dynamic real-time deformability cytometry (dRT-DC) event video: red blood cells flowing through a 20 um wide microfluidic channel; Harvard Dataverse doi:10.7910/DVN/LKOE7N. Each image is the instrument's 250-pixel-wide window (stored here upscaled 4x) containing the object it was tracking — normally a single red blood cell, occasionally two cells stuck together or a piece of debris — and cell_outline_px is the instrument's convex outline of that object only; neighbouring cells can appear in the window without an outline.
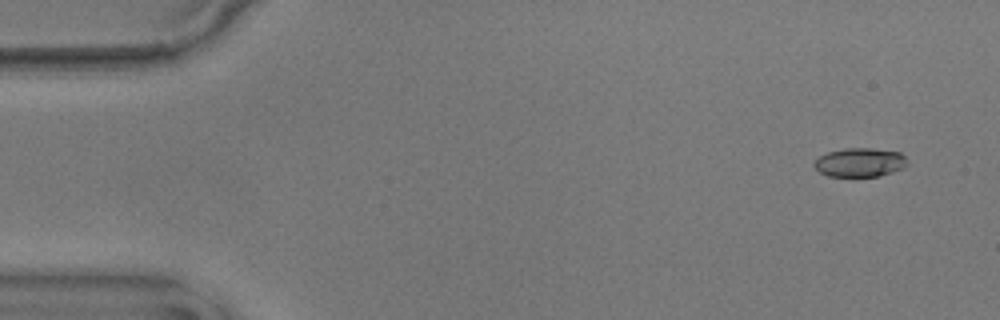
{"species": "common noctule bat (a hibernating species)", "species_latin": "Nyctalus noctula", "temperature_condition": "warm", "stored_images_in_passage": 55, "segment_of_instrument_passage": [1, 2], "camera_frame_rate_fps": 3000, "um_per_image_px": 0.085, "animal": {"sex": "male", "body_mass_g": 17.9}, "frame": {"image": 1, "passage_image": 1, "time_ms": 0.0, "image_size_px": [1000, 320], "cell_outline_px": [[908, 164], [904, 168], [880, 176], [828, 176], [820, 172], [812, 164], [820, 156], [828, 152], [844, 148], [872, 148], [900, 152], [908, 160]], "centroid_in_image_um": [73.12, 13.8], "position_along_channel_um": 11.9, "area_um2": 15.72}}
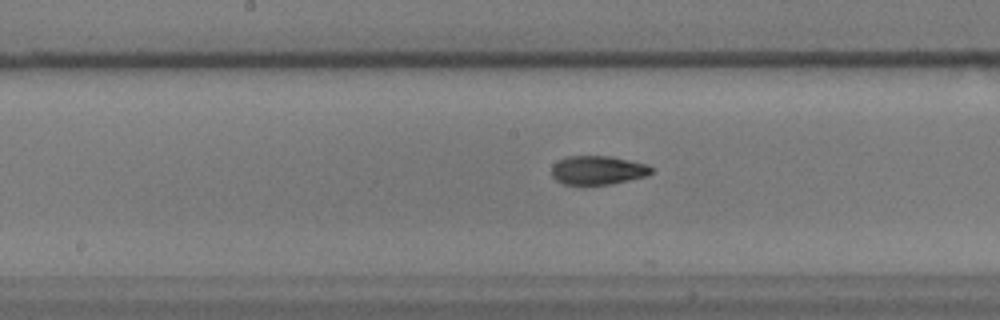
{"frame": {"image": 2, "passage_image": 26, "time_ms": 8.333, "image_size_px": [1000, 320], "cell_outline_px": [[652, 172], [648, 176], [612, 184], [564, 184], [556, 180], [552, 176], [552, 164], [568, 156], [612, 156], [648, 164], [652, 168]], "centroid_in_image_um": [50.84, 14.46], "position_along_channel_um": 197.4, "area_um2": 16.82}}
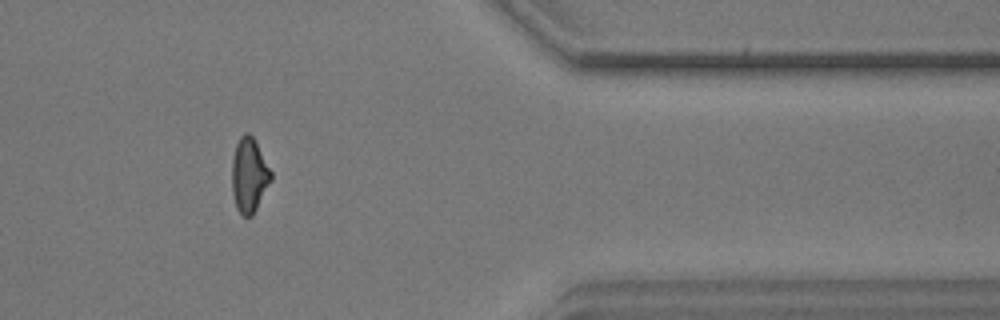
{"frame": {"image": 3, "passage_image": 44, "time_ms": 14.333, "image_size_px": [1000, 320], "cell_outline_px": [[272, 180], [252, 216], [244, 216], [236, 208], [232, 192], [232, 160], [236, 144], [240, 136], [244, 132], [248, 132], [252, 136], [272, 172]], "centroid_in_image_um": [21.17, 14.89], "position_along_channel_um": 390.2, "area_um2": 16.88}}